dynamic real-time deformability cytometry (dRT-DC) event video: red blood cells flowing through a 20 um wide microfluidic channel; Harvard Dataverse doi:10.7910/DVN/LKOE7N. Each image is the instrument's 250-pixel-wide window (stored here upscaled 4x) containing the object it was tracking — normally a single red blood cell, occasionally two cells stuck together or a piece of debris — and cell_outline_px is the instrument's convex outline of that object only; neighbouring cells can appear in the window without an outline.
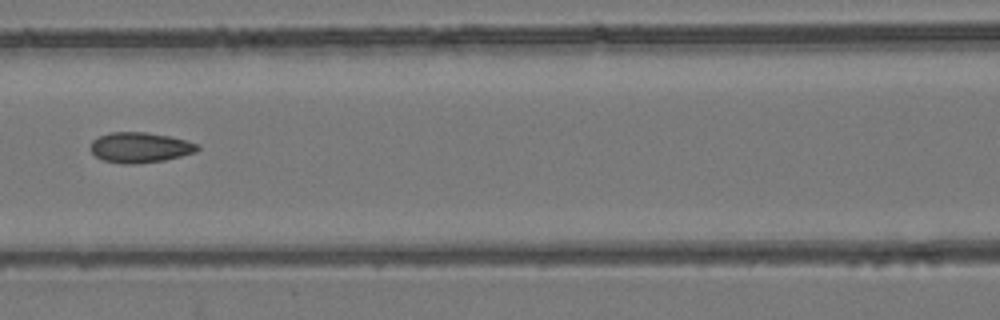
{"species": "common noctule bat (a hibernating species)", "species_latin": "Nyctalus noctula", "temperature_condition": "room temperature", "stored_images_in_passage": 8, "camera_frame_rate_fps": 3000, "um_per_image_px": 0.085, "animal": {"sex": "female", "body_mass_g": 24.6, "forearm_length_mm": 56.2}, "frame": {"image": 1, "passage_image": 7, "time_ms": 7.0, "image_size_px": [1000, 320], "cell_outline_px": [[200, 148], [196, 152], [164, 160], [132, 164], [124, 164], [104, 160], [96, 156], [92, 152], [92, 140], [100, 136], [112, 132], [144, 132], [172, 136], [200, 144]], "centroid_in_image_um": [11.95, 12.53], "position_along_channel_um": 154.6, "area_um2": 18.79}}
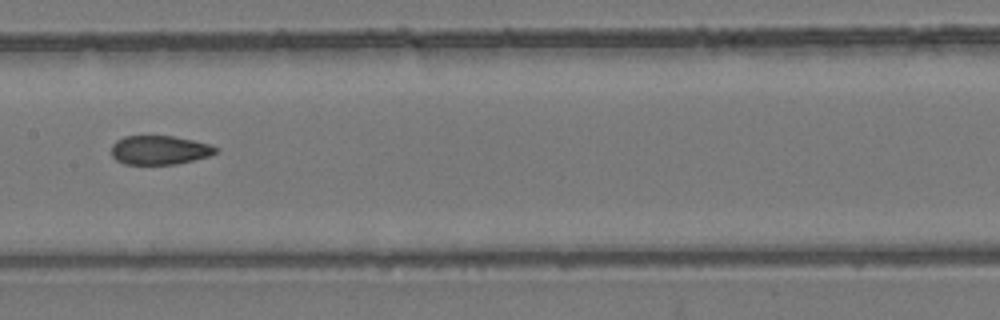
{"frame": {"image": 2, "passage_image": 8, "time_ms": 8.0, "image_size_px": [1000, 320], "cell_outline_px": [[220, 148], [216, 152], [208, 156], [176, 164], [124, 164], [116, 160], [112, 156], [112, 144], [116, 140], [124, 136], [172, 136], [192, 140], [208, 144]], "centroid_in_image_um": [13.53, 12.75], "position_along_channel_um": 193.9, "area_um2": 17.51}}